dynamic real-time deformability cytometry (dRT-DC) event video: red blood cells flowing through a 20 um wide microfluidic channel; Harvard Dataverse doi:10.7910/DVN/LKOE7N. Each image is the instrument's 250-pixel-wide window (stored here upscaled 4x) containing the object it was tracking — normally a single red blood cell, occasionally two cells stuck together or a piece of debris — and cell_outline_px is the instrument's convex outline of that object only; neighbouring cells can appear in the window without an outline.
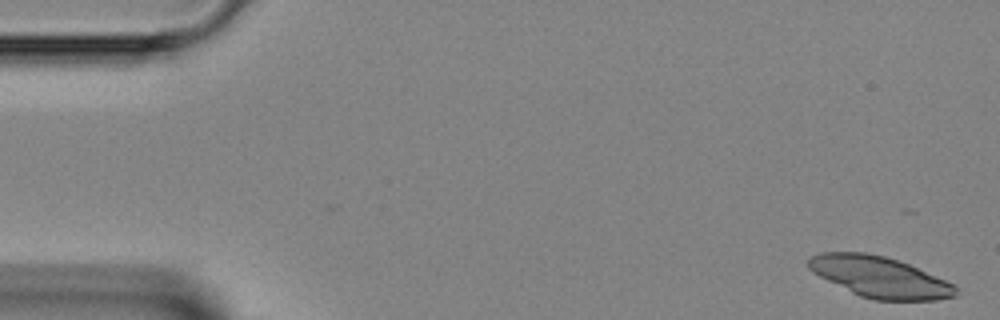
{"species": "Egyptian fruit bat (a non-hibernating species)", "species_latin": "Rousettus aegyptiacus", "temperature_condition": "room temperature", "stored_images_in_passage": 45, "segment_of_instrument_passage": [1, 2], "camera_frame_rate_fps": 3000, "um_per_image_px": 0.085, "animal": {"sex": "female"}, "frame": {"image": 1, "passage_image": 2, "time_ms": 0.333, "image_size_px": [1000, 320], "cell_outline_px": [[960, 292], [956, 296], [936, 300], [876, 300], [860, 296], [812, 272], [808, 268], [808, 260], [812, 256], [820, 252], [864, 252], [884, 256], [908, 264], [956, 284]], "centroid_in_image_um": [74.82, 23.55], "position_along_channel_um": 10.2, "area_um2": 34.97}}